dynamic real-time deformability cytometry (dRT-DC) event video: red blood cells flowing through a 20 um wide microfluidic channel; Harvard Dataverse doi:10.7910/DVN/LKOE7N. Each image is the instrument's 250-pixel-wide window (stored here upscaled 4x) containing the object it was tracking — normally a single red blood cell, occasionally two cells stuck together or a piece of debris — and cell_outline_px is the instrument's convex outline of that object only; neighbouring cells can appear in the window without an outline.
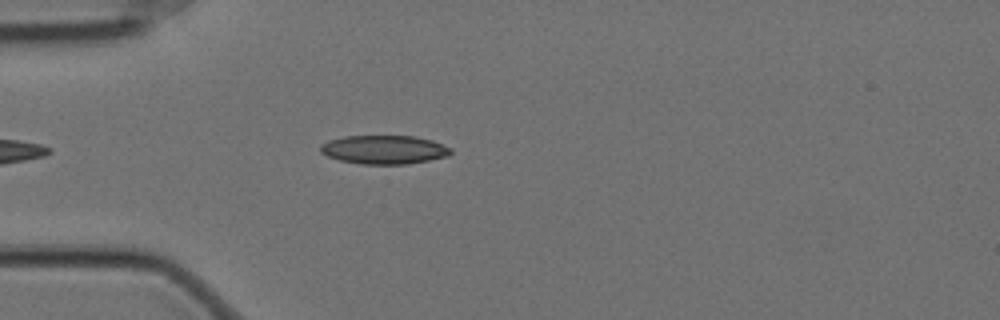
{"species": "Egyptian fruit bat (a non-hibernating species)", "species_latin": "Rousettus aegyptiacus", "temperature_condition": "cold", "stored_images_in_passage": 31, "camera_frame_rate_fps": 3000, "um_per_image_px": 0.085, "animal": {"sex": "female"}, "frame": {"image": 1, "passage_image": 6, "time_ms": 1.667, "image_size_px": [1000, 320], "cell_outline_px": [[452, 152], [448, 156], [408, 164], [360, 164], [340, 160], [328, 156], [320, 152], [320, 144], [328, 140], [344, 136], [416, 136], [432, 140], [452, 148]], "centroid_in_image_um": [32.65, 12.71], "position_along_channel_um": 52.4, "area_um2": 21.91}}
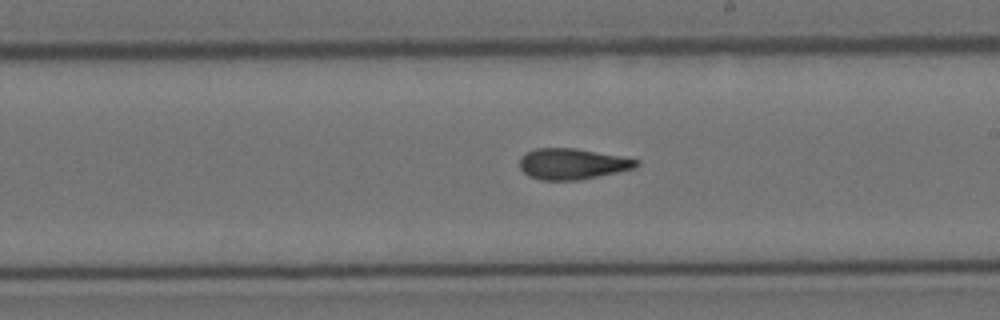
{"frame": {"image": 2, "passage_image": 19, "time_ms": 6.0, "image_size_px": [1000, 320], "cell_outline_px": [[640, 164], [636, 168], [580, 180], [540, 180], [528, 176], [520, 168], [520, 156], [524, 152], [536, 148], [576, 148], [620, 156], [640, 160]], "centroid_in_image_um": [48.64, 13.93], "position_along_channel_um": 240.4, "area_um2": 21.21}}
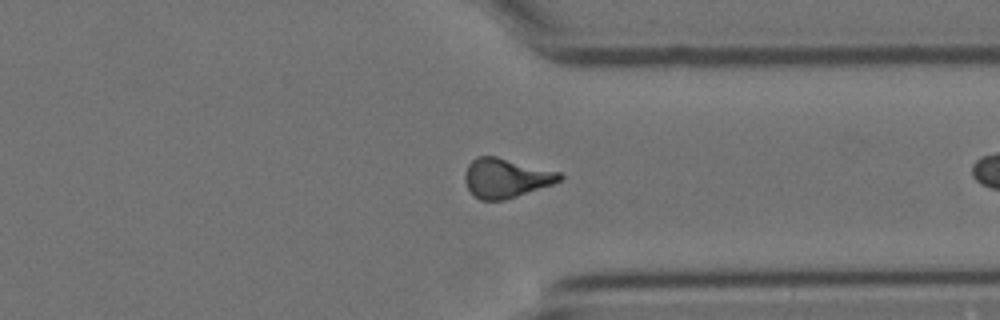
{"frame": {"image": 3, "passage_image": 30, "time_ms": 9.667, "image_size_px": [1000, 320], "cell_outline_px": [[564, 176], [560, 180], [552, 184], [504, 200], [480, 200], [472, 196], [464, 180], [464, 172], [468, 164], [476, 156], [496, 156], [560, 172]], "centroid_in_image_um": [42.96, 15.13], "position_along_channel_um": 368.4, "area_um2": 21.73}}